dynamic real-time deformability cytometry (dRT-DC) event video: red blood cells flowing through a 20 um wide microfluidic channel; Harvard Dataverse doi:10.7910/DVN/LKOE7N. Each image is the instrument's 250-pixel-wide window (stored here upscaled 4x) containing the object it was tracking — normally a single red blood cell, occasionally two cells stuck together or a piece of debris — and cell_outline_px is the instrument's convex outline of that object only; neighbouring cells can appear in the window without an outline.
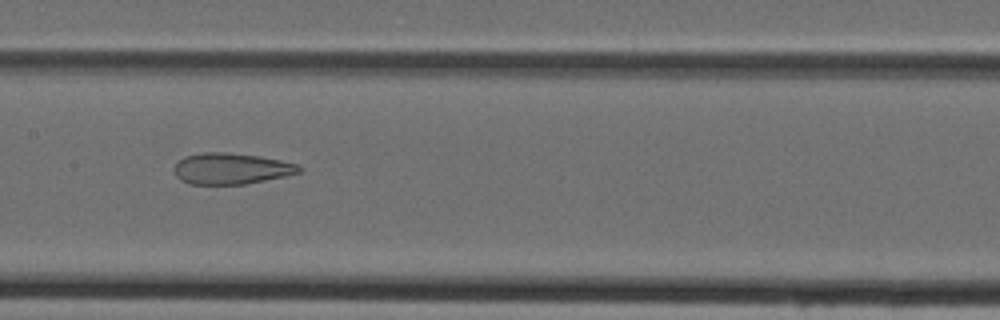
{"species": "Egyptian fruit bat (a non-hibernating species)", "species_latin": "Rousettus aegyptiacus", "temperature_condition": "cold", "stored_images_in_passage": 47, "camera_frame_rate_fps": 3000, "um_per_image_px": 0.085, "animal": {"sex": "female"}, "frame": {"image": 1, "passage_image": 23, "time_ms": 7.333, "image_size_px": [1000, 320], "cell_outline_px": [[304, 168], [300, 172], [284, 176], [244, 184], [192, 184], [180, 180], [176, 176], [172, 168], [184, 156], [204, 152], [224, 152], [260, 156], [280, 160], [296, 164]], "centroid_in_image_um": [19.63, 14.33], "position_along_channel_um": 187.8, "area_um2": 22.6}}
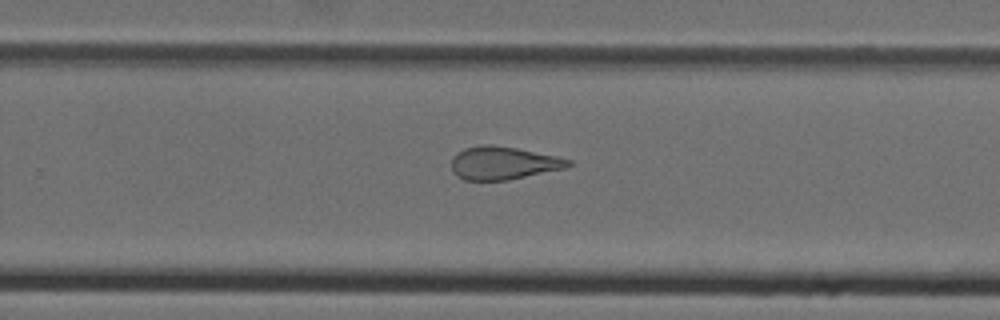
{"frame": {"image": 2, "passage_image": 30, "time_ms": 9.667, "image_size_px": [1000, 320], "cell_outline_px": [[572, 164], [564, 168], [508, 180], [464, 180], [456, 176], [452, 172], [452, 156], [464, 148], [484, 144], [492, 144], [516, 148], [556, 156], [572, 160]], "centroid_in_image_um": [42.74, 13.85], "position_along_channel_um": 287.1, "area_um2": 22.43}}
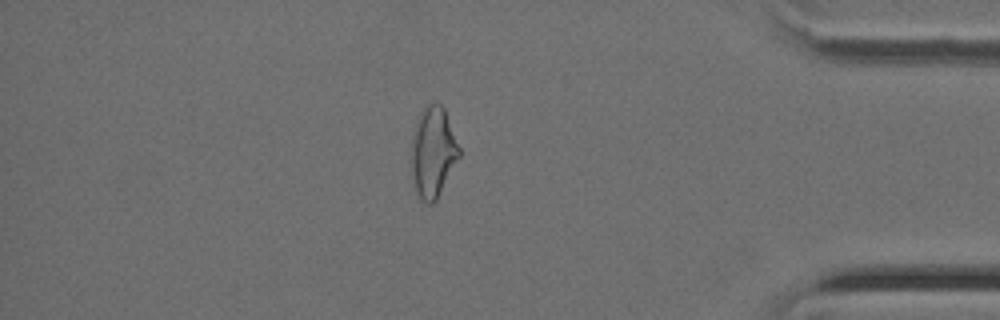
{"frame": {"image": 3, "passage_image": 40, "time_ms": 13.0, "image_size_px": [1000, 320], "cell_outline_px": [[460, 156], [436, 200], [432, 204], [428, 204], [420, 200], [416, 196], [412, 172], [412, 136], [420, 112], [428, 104], [436, 100], [444, 108], [460, 148]], "centroid_in_image_um": [36.8, 12.94], "position_along_channel_um": 398.4, "area_um2": 25.2}}